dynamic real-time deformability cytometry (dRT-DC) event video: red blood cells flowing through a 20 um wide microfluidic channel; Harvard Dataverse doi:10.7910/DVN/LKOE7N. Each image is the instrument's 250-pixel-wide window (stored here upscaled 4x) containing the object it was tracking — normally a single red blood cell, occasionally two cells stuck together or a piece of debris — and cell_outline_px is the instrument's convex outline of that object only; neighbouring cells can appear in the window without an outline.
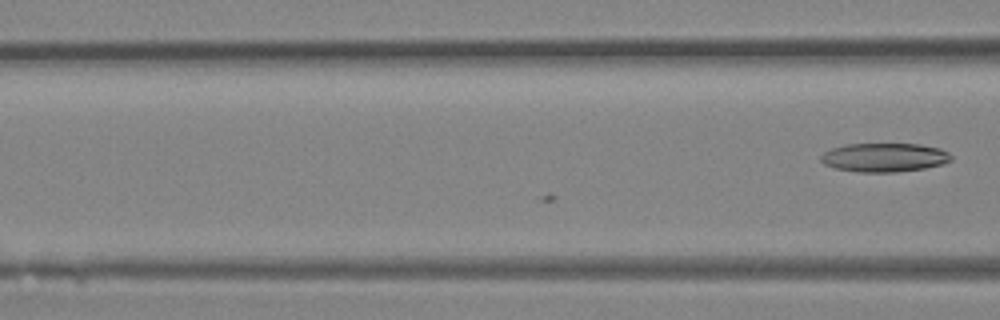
{"species": "Egyptian fruit bat (a non-hibernating species)", "species_latin": "Rousettus aegyptiacus", "temperature_condition": "room temperature", "stored_images_in_passage": 7, "camera_frame_rate_fps": 3000, "um_per_image_px": 0.085, "animal": {"sex": "female"}, "frame": {"image": 1, "passage_image": 7, "time_ms": 2.0, "image_size_px": [1000, 320], "cell_outline_px": [[952, 160], [940, 164], [924, 168], [896, 172], [860, 172], [836, 168], [824, 164], [820, 160], [820, 156], [824, 152], [832, 148], [844, 144], [920, 144], [940, 148], [948, 152], [952, 156]], "centroid_in_image_um": [75.16, 13.37], "position_along_channel_um": 91.4, "area_um2": 21.85}}